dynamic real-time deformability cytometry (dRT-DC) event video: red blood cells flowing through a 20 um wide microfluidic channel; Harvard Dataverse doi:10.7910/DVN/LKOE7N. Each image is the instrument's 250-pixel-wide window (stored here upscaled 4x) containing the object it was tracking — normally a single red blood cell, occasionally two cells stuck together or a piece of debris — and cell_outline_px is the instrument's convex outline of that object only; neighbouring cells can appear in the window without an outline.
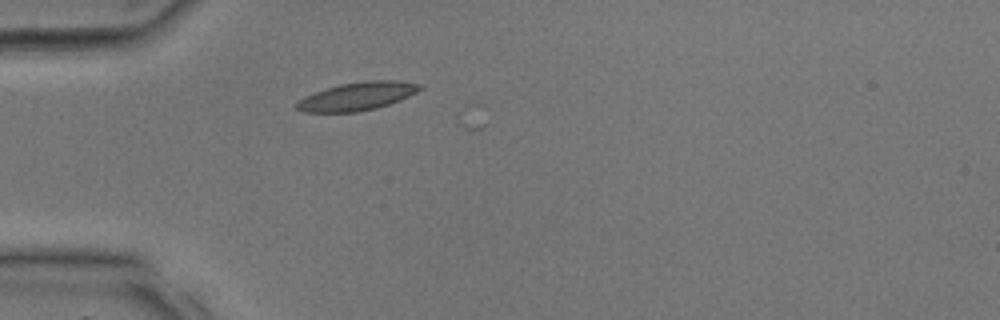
{"species": "common noctule bat (a hibernating species)", "species_latin": "Nyctalus noctula", "temperature_condition": "room temperature", "stored_images_in_passage": 8, "camera_frame_rate_fps": 3000, "um_per_image_px": 0.085, "animal": {"sex": "male", "body_mass_g": 17.9, "forearm_length_mm": 54.2}, "frame": {"image": 1, "passage_image": 7, "time_ms": 2.0, "image_size_px": [1000, 320], "cell_outline_px": [[424, 88], [400, 100], [376, 108], [356, 112], [304, 112], [296, 108], [296, 104], [304, 96], [340, 84], [364, 80], [400, 80], [420, 84]], "centroid_in_image_um": [30.4, 8.17], "position_along_channel_um": 54.6, "area_um2": 20.11}}